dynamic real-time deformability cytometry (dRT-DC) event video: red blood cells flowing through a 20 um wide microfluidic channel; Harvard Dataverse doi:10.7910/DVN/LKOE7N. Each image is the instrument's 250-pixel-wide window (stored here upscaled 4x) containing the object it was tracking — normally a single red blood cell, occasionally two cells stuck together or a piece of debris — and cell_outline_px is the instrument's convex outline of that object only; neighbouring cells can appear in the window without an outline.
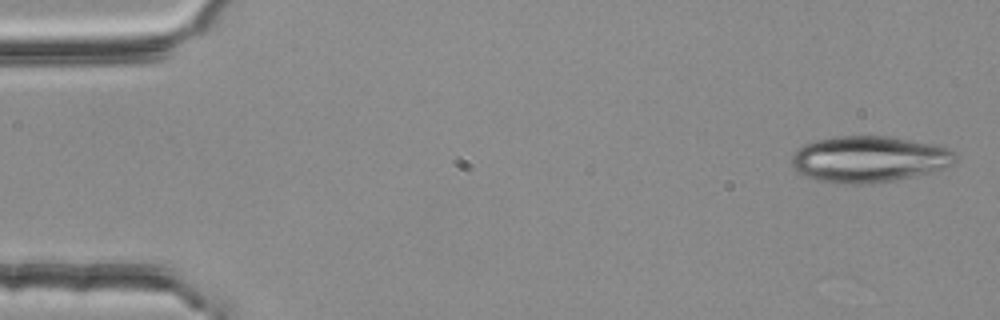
{"species": "common noctule bat (a hibernating species)", "species_latin": "Nyctalus noctula", "temperature_condition": "room temperature", "stored_images_in_passage": 4, "camera_frame_rate_fps": 3000, "um_per_image_px": 0.085, "animal": {"sex": "female", "body_mass_g": 25.1}, "frame": {"image": 1, "passage_image": 1, "time_ms": 0.0, "image_size_px": [1000, 320], "cell_outline_px": [[956, 160], [952, 164], [944, 168], [896, 180], [872, 184], [844, 184], [816, 180], [804, 176], [796, 172], [792, 168], [792, 156], [804, 144], [816, 140], [836, 136], [888, 136], [948, 148], [956, 156]], "centroid_in_image_um": [73.8, 13.54], "position_along_channel_um": 11.2, "area_um2": 43.93}}
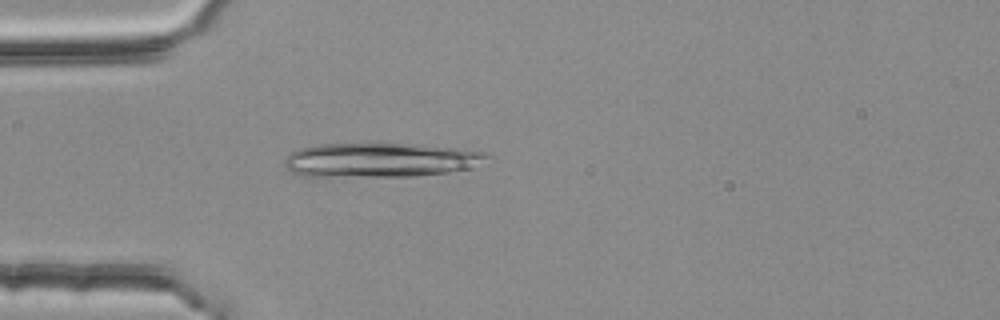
{"frame": {"image": 2, "passage_image": 4, "time_ms": 1.0, "image_size_px": [1000, 320], "cell_outline_px": [[496, 156], [460, 172], [416, 176], [300, 176], [292, 172], [284, 164], [284, 160], [292, 152], [300, 148], [320, 144], [424, 144], [464, 148], [484, 152]], "centroid_in_image_um": [32.46, 13.6], "position_along_channel_um": 52.5, "area_um2": 41.04}}